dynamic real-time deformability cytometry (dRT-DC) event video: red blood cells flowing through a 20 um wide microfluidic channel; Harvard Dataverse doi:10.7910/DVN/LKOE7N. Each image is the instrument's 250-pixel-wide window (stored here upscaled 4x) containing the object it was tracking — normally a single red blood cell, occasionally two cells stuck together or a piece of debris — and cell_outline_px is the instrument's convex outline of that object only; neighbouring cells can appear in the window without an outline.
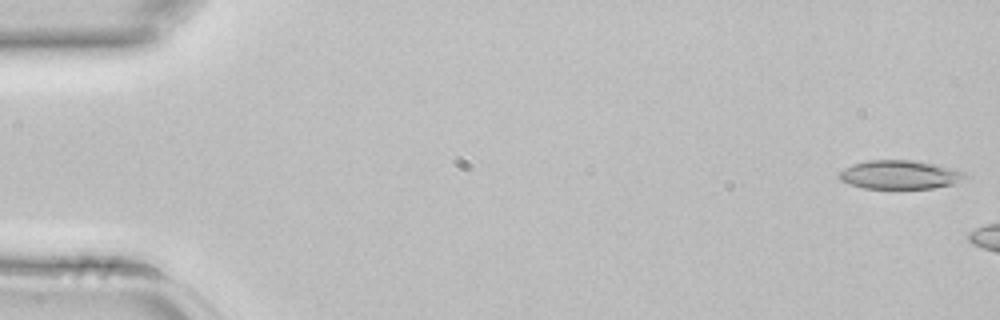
{"species": "common noctule bat (a hibernating species)", "species_latin": "Nyctalus noctula", "temperature_condition": "room temperature", "stored_images_in_passage": 2, "camera_frame_rate_fps": 3000, "um_per_image_px": 0.085, "animal": {"sex": "female", "body_mass_g": 22.7, "forearm_length_mm": 54.2}, "frame": {"image": 1, "passage_image": 1, "time_ms": 0.0, "image_size_px": [1000, 320], "cell_outline_px": [[968, 176], [952, 184], [932, 188], [864, 188], [848, 184], [840, 180], [836, 176], [844, 168], [852, 164], [868, 160], [912, 160], [932, 164], [964, 172]], "centroid_in_image_um": [76.39, 14.85], "position_along_channel_um": 8.6, "area_um2": 20.81}}